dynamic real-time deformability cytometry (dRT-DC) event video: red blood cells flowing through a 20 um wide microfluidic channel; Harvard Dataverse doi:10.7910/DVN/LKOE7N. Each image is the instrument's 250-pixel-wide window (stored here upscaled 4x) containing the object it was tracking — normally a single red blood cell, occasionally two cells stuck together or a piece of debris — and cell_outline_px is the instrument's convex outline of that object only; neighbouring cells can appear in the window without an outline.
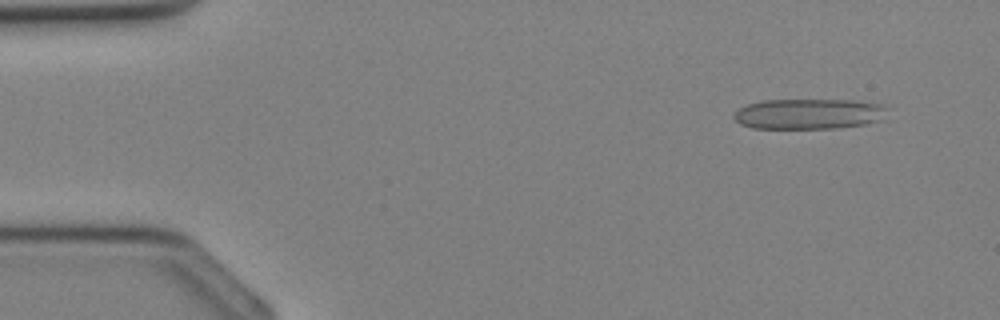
{"species": "Egyptian fruit bat (a non-hibernating species)", "species_latin": "Rousettus aegyptiacus", "temperature_condition": "cold", "stored_images_in_passage": 35, "camera_frame_rate_fps": 3000, "um_per_image_px": 0.085, "animal": {"sex": "female"}, "frame": {"image": 1, "passage_image": 3, "time_ms": 0.667, "image_size_px": [1000, 320], "cell_outline_px": [[888, 108], [884, 120], [864, 124], [836, 128], [752, 128], [740, 124], [732, 116], [740, 108], [748, 104], [760, 100], [852, 100], [884, 104]], "centroid_in_image_um": [68.8, 9.68], "position_along_channel_um": 16.2, "area_um2": 27.4}}
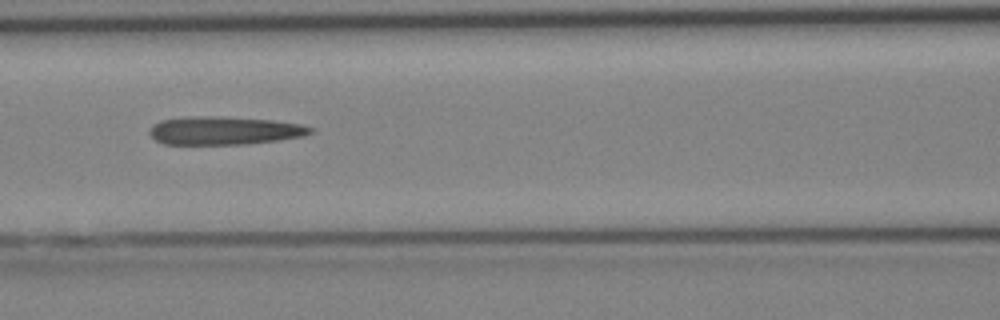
{"frame": {"image": 2, "passage_image": 15, "time_ms": 4.667, "image_size_px": [1000, 320], "cell_outline_px": [[316, 128], [312, 132], [304, 136], [276, 140], [244, 144], [164, 144], [156, 140], [148, 132], [152, 124], [160, 120], [192, 116], [220, 116], [272, 120], [300, 124]], "centroid_in_image_um": [19.05, 11.09], "position_along_channel_um": 147.6, "area_um2": 26.47}}
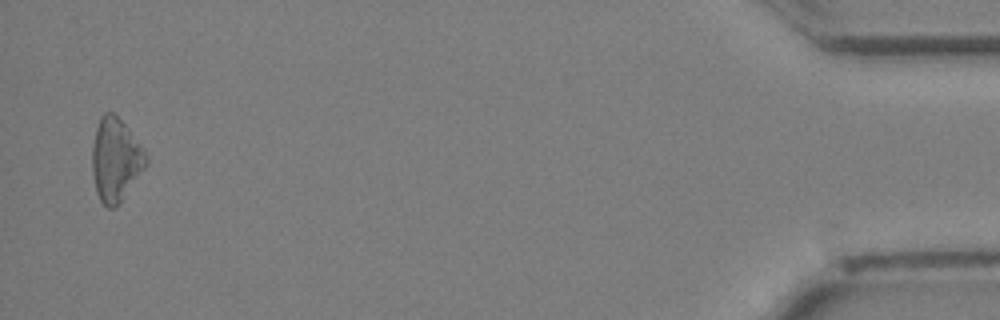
{"frame": {"image": 3, "passage_image": 34, "time_ms": 11.0, "image_size_px": [1000, 320], "cell_outline_px": [[148, 164], [120, 204], [112, 208], [108, 208], [100, 200], [96, 192], [92, 172], [92, 144], [96, 128], [100, 116], [104, 112], [112, 112], [128, 128], [144, 152], [148, 160]], "centroid_in_image_um": [9.81, 13.61], "position_along_channel_um": 425.4, "area_um2": 26.07}}